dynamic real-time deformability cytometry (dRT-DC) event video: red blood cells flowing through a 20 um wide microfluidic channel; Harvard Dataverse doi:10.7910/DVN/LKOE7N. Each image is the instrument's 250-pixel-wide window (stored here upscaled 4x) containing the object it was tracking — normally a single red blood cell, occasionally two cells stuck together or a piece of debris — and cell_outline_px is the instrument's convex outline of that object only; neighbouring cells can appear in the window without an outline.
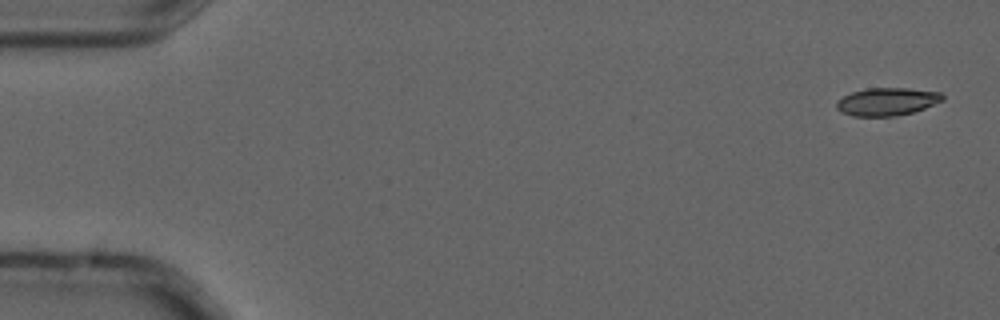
{"species": "common noctule bat (a hibernating species)", "species_latin": "Nyctalus noctula", "temperature_condition": "cold", "stored_images_in_passage": 5, "camera_frame_rate_fps": 3000, "um_per_image_px": 0.085, "animal": {"sex": "male", "forearm_length_mm": 52.5}, "frame": {"image": 1, "passage_image": 1, "time_ms": 0.0, "image_size_px": [1000, 320], "cell_outline_px": [[944, 100], [924, 108], [912, 112], [896, 116], [852, 116], [840, 112], [836, 108], [836, 100], [852, 92], [868, 88], [908, 88], [940, 92], [944, 96]], "centroid_in_image_um": [75.37, 8.64], "position_along_channel_um": 9.6, "area_um2": 17.22}}
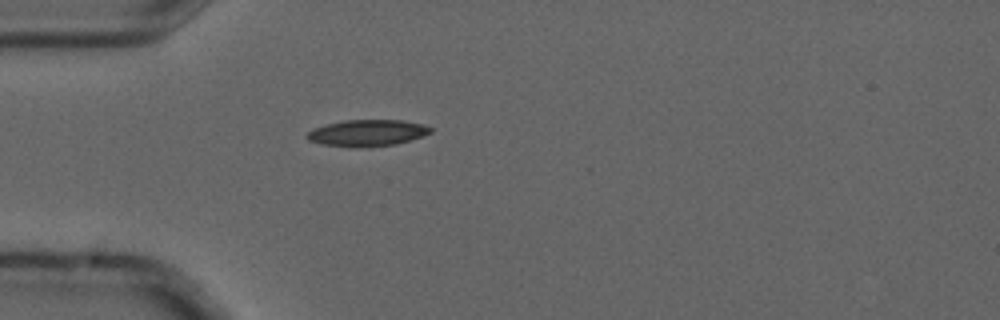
{"frame": {"image": 2, "passage_image": 5, "time_ms": 1.333, "image_size_px": [1000, 320], "cell_outline_px": [[432, 132], [396, 144], [320, 144], [308, 140], [304, 136], [312, 128], [324, 124], [344, 120], [404, 120], [424, 124], [432, 128]], "centroid_in_image_um": [31.2, 11.23], "position_along_channel_um": 53.8, "area_um2": 18.15}}